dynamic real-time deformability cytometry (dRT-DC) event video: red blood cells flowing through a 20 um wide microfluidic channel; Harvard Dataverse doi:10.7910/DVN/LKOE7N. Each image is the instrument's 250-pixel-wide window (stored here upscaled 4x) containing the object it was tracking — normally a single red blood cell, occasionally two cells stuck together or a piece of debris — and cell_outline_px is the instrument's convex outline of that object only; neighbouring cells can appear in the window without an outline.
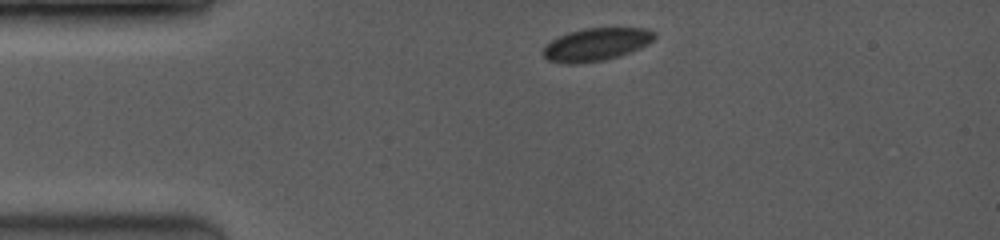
{"species": "common noctule bat (a hibernating species)", "species_latin": "Nyctalus noctula", "temperature_condition": "room temperature", "stored_images_in_passage": 43, "camera_frame_rate_fps": 3500, "um_per_image_px": 0.085, "animal": {"sex": "female", "body_mass_g": 19.0, "forearm_length_mm": 53.3}, "frame": {"image": 1, "passage_image": 1, "time_ms": 0.0, "image_size_px": [1000, 240], "cell_outline_px": [[656, 36], [648, 44], [640, 48], [620, 56], [604, 60], [572, 64], [568, 64], [548, 60], [544, 56], [544, 48], [552, 40], [560, 36], [572, 32], [588, 28], [648, 28], [656, 32]], "centroid_in_image_um": [50.74, 3.78], "position_along_channel_um": 34.3, "area_um2": 20.98}}
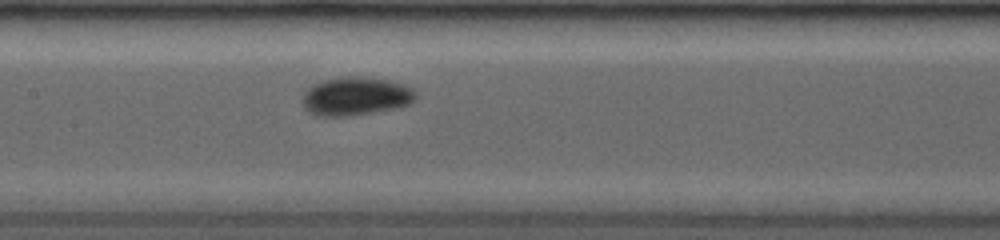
{"frame": {"image": 2, "passage_image": 17, "time_ms": 4.571, "image_size_px": [1000, 240], "cell_outline_px": [[416, 96], [408, 104], [392, 108], [372, 112], [348, 116], [316, 116], [308, 112], [304, 108], [304, 92], [312, 84], [324, 80], [344, 76], [364, 76], [388, 80], [412, 88], [416, 92]], "centroid_in_image_um": [30.19, 8.17], "position_along_channel_um": 177.2, "area_um2": 25.14}}
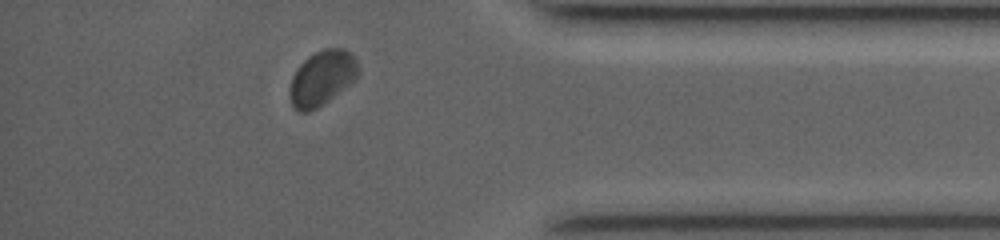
{"frame": {"image": 3, "passage_image": 38, "time_ms": 10.571, "image_size_px": [1000, 240], "cell_outline_px": [[360, 72], [356, 80], [328, 100], [316, 108], [308, 112], [300, 112], [292, 104], [288, 96], [288, 92], [292, 76], [296, 68], [308, 56], [324, 48], [344, 48], [356, 60], [360, 68]], "centroid_in_image_um": [27.36, 6.62], "position_along_channel_um": 407.8, "area_um2": 22.02}, "authors_computed_cell_mechanics": {"area_um2": 22.831, "velocity_mm_per_s": 4.0311, "shape_relaxation_time_tau1_ms": 2.8265, "shape_relaxation_time_tau2_ms": null, "deformation_change_tau1": 0.0718, "deformation_change_tau2": null}}